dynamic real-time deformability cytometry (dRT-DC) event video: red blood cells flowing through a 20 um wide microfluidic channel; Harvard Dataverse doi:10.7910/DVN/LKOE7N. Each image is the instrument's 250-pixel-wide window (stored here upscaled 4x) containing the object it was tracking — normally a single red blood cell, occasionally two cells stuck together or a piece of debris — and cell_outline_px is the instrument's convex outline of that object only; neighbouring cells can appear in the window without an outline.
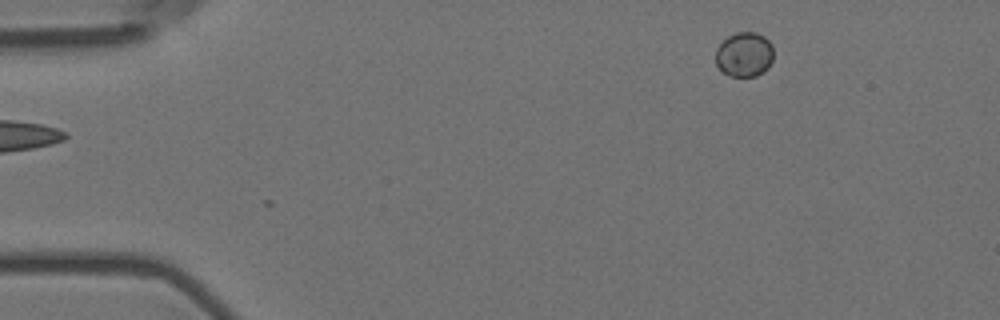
{"species": "Egyptian fruit bat (a non-hibernating species)", "species_latin": "Rousettus aegyptiacus", "temperature_condition": "room temperature", "stored_images_in_passage": 5, "segment_of_instrument_passage": [2, 2], "camera_frame_rate_fps": 3000, "um_per_image_px": 0.085, "animal": {"sex": "female"}, "frame": {"image": 1, "passage_image": 5, "time_ms": 1.333, "image_size_px": [1000, 320], "cell_outline_px": [[772, 60], [768, 68], [764, 72], [756, 76], [728, 76], [716, 64], [716, 48], [728, 36], [736, 32], [756, 32], [764, 36], [772, 44]], "centroid_in_image_um": [63.27, 4.63], "position_along_channel_um": 21.7, "area_um2": 15.09}}